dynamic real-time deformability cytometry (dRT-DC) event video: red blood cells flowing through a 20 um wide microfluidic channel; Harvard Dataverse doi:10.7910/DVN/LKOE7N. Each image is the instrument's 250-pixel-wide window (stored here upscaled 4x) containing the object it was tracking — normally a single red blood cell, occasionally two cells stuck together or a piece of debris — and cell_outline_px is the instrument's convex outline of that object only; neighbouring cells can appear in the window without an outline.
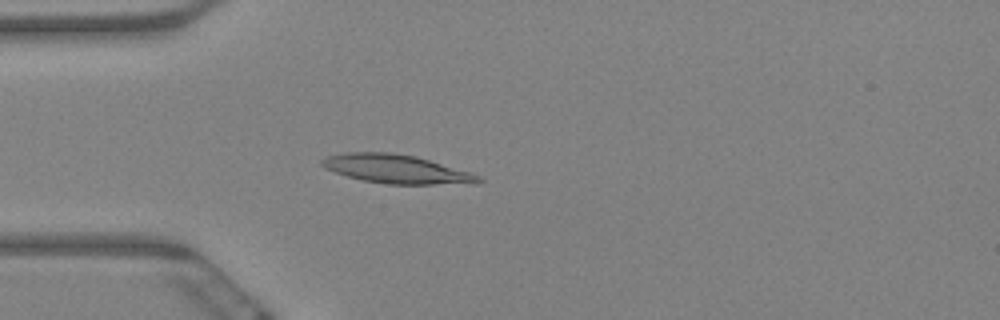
{"species": "Egyptian fruit bat (a non-hibernating species)", "species_latin": "Rousettus aegyptiacus", "temperature_condition": "warm", "stored_images_in_passage": 63, "camera_frame_rate_fps": 3000, "um_per_image_px": 0.085, "animal": {"sex": "female"}, "frame": {"image": 1, "passage_image": 17, "time_ms": 5.333, "image_size_px": [1000, 320], "cell_outline_px": [[484, 180], [476, 184], [388, 184], [364, 180], [348, 176], [324, 168], [320, 164], [320, 160], [328, 156], [344, 152], [392, 152], [416, 156], [468, 172], [480, 176]], "centroid_in_image_um": [33.69, 14.36], "position_along_channel_um": 51.3, "area_um2": 26.07}}
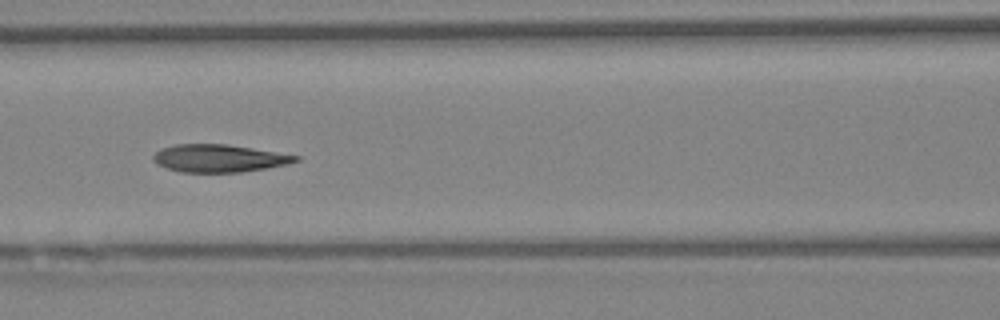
{"frame": {"image": 2, "passage_image": 27, "time_ms": 8.667, "image_size_px": [1000, 320], "cell_outline_px": [[300, 160], [288, 164], [240, 172], [180, 172], [156, 164], [152, 160], [152, 156], [160, 148], [176, 144], [228, 144], [300, 156]], "centroid_in_image_um": [18.58, 13.45], "position_along_channel_um": 148.0, "area_um2": 22.89}}
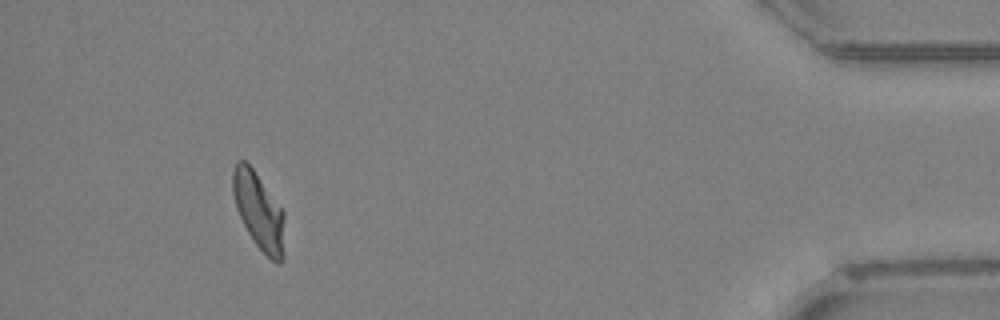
{"frame": {"image": 3, "passage_image": 58, "time_ms": 19.0, "image_size_px": [1000, 320], "cell_outline_px": [[284, 256], [280, 264], [276, 264], [256, 244], [248, 232], [236, 208], [232, 192], [232, 172], [236, 160], [244, 160], [252, 168], [284, 212]], "centroid_in_image_um": [21.99, 17.94], "position_along_channel_um": 413.2, "area_um2": 23.0}, "authors_computed_cell_mechanics": {"area_um2": 23.8136, "velocity_mm_per_s": 3.1973, "shape_relaxation_time_tau1_ms": 5.7912, "shape_relaxation_time_tau2_ms": 2.6213, "deformation_change_tau1": 0.2009, "deformation_change_tau2": 0.0901}}